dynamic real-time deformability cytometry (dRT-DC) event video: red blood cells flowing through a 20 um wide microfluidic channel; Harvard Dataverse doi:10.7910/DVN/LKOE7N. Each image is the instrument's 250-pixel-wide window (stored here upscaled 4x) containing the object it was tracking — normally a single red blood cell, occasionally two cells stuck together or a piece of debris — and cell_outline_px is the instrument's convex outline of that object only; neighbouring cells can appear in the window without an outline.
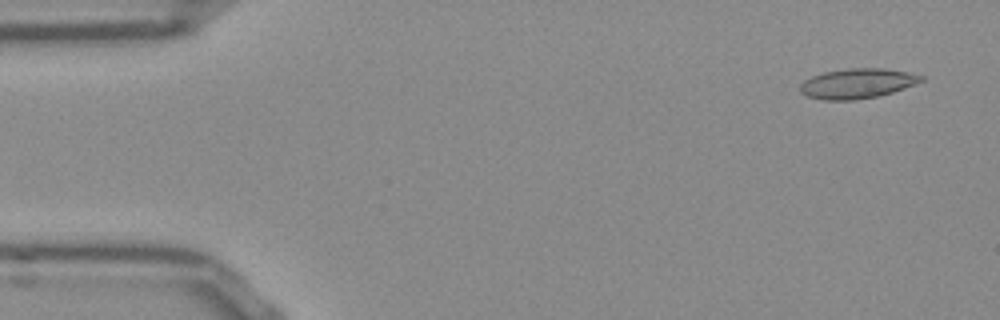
{"species": "Egyptian fruit bat (a non-hibernating species)", "species_latin": "Rousettus aegyptiacus", "temperature_condition": "room temperature", "stored_images_in_passage": 15, "camera_frame_rate_fps": 3000, "um_per_image_px": 0.085, "frame": {"image": 1, "passage_image": 3, "time_ms": 0.667, "image_size_px": [1000, 320], "cell_outline_px": [[924, 80], [904, 88], [892, 92], [876, 96], [852, 100], [824, 100], [808, 96], [800, 92], [800, 84], [804, 80], [812, 76], [824, 72], [848, 68], [884, 68], [908, 72], [924, 76]], "centroid_in_image_um": [72.86, 7.08], "position_along_channel_um": 12.1, "area_um2": 20.98}}
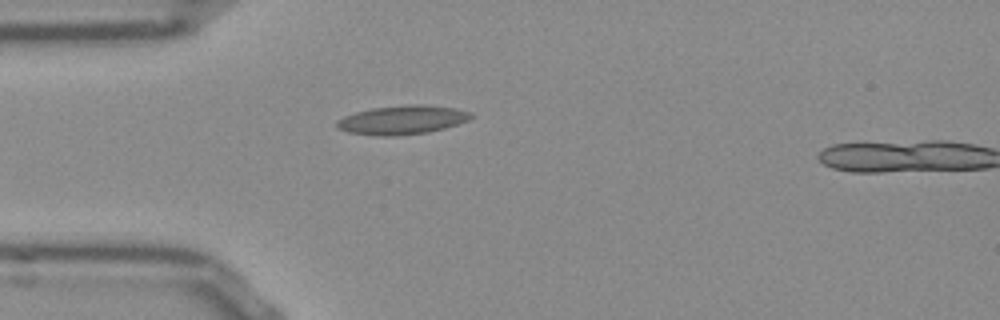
{"frame": {"image": 2, "passage_image": 14, "time_ms": 4.333, "image_size_px": [1000, 320], "cell_outline_px": [[472, 116], [468, 120], [444, 128], [428, 132], [396, 136], [376, 136], [348, 132], [336, 128], [336, 120], [344, 116], [356, 112], [372, 108], [408, 104], [424, 104], [456, 108], [472, 112]], "centroid_in_image_um": [34.17, 10.19], "position_along_channel_um": 50.8, "area_um2": 22.72}}